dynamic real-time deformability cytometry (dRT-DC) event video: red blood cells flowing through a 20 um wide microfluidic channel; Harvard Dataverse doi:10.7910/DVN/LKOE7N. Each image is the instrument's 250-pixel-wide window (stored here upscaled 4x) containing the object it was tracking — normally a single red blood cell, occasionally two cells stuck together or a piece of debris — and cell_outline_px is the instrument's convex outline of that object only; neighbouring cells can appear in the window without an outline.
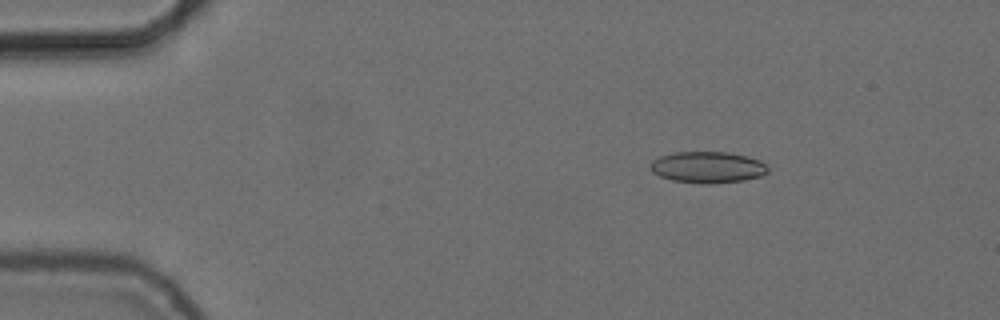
{"species": "common noctule bat (a hibernating species)", "species_latin": "Nyctalus noctula", "temperature_condition": "cold", "stored_images_in_passage": 47, "camera_frame_rate_fps": 3000, "um_per_image_px": 0.085, "animal": {"sex": "female", "body_mass_g": 24.6, "forearm_length_mm": 56.2}, "frame": {"image": 1, "passage_image": 1, "time_ms": 0.0, "image_size_px": [1000, 320], "cell_outline_px": [[768, 172], [760, 176], [744, 180], [708, 184], [672, 180], [660, 176], [652, 172], [648, 168], [648, 164], [652, 160], [660, 156], [672, 152], [728, 152], [748, 156], [760, 160], [768, 168]], "centroid_in_image_um": [60.11, 14.2], "position_along_channel_um": 24.9, "area_um2": 21.62}}
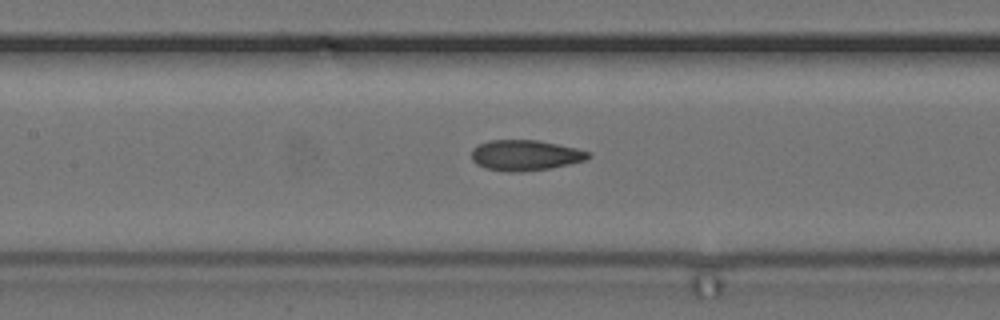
{"frame": {"image": 2, "passage_image": 18, "time_ms": 5.667, "image_size_px": [1000, 320], "cell_outline_px": [[592, 156], [584, 160], [552, 168], [524, 172], [508, 172], [484, 168], [476, 164], [472, 160], [472, 148], [476, 144], [488, 140], [540, 140], [576, 148], [592, 152]], "centroid_in_image_um": [44.63, 13.19], "position_along_channel_um": 162.8, "area_um2": 21.15}}
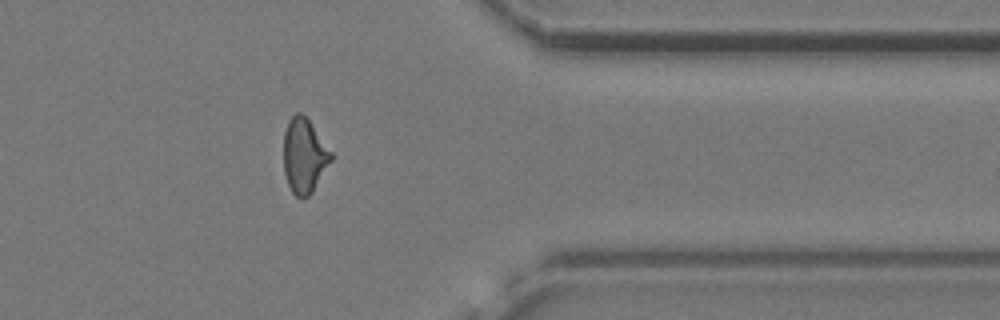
{"frame": {"image": 3, "passage_image": 37, "time_ms": 12.0, "image_size_px": [1000, 320], "cell_outline_px": [[332, 160], [312, 192], [308, 196], [300, 200], [292, 192], [288, 184], [284, 172], [284, 132], [288, 120], [296, 112], [300, 112], [308, 120], [332, 152]], "centroid_in_image_um": [25.85, 13.26], "position_along_channel_um": 385.6, "area_um2": 20.52}}